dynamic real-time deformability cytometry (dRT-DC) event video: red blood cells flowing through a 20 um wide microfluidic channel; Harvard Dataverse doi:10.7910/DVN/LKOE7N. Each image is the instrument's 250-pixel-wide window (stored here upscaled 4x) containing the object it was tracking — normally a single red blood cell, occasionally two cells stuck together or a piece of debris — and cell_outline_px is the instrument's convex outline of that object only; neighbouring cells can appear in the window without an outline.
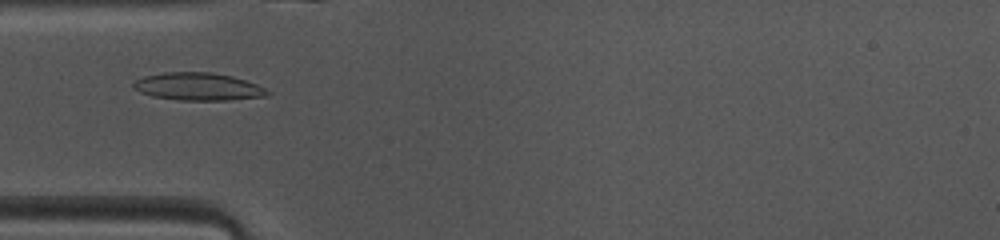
{"species": "common noctule bat (a hibernating species)", "species_latin": "Nyctalus noctula", "temperature_condition": "warm", "stored_images_in_passage": 31, "camera_frame_rate_fps": 3000, "um_per_image_px": 0.085, "animal": {"sex": "female", "body_mass_g": 10.0, "forearm_length_mm": 53.1}, "frame": {"image": 1, "passage_image": 4, "time_ms": 1.0, "image_size_px": [1000, 240], "cell_outline_px": [[272, 92], [268, 96], [228, 100], [180, 100], [152, 96], [140, 92], [132, 88], [132, 84], [136, 80], [144, 76], [164, 72], [212, 72], [232, 76], [256, 84]], "centroid_in_image_um": [16.83, 7.36], "position_along_channel_um": 68.2, "area_um2": 21.62}}
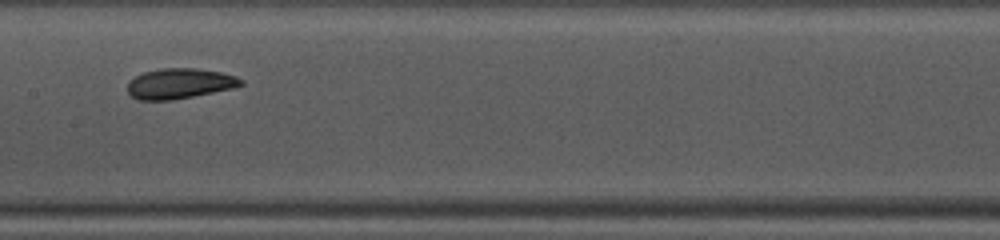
{"frame": {"image": 2, "passage_image": 13, "time_ms": 4.0, "image_size_px": [1000, 240], "cell_outline_px": [[244, 84], [236, 88], [172, 100], [136, 100], [128, 92], [128, 80], [144, 72], [160, 68], [196, 68], [220, 72], [236, 76], [244, 80]], "centroid_in_image_um": [15.29, 7.1], "position_along_channel_um": 192.1, "area_um2": 20.23}}
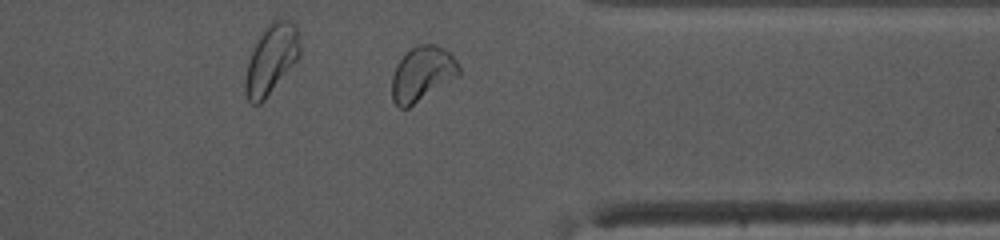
{"frame": {"image": 3, "passage_image": 27, "time_ms": 8.667, "image_size_px": [1000, 240], "cell_outline_px": [[460, 76], [408, 108], [400, 108], [392, 100], [392, 76], [396, 64], [412, 48], [420, 44], [436, 44], [444, 48], [456, 60], [460, 68]], "centroid_in_image_um": [35.91, 6.29], "position_along_channel_um": 375.5, "area_um2": 21.39}, "authors_computed_cell_mechanics": {"area_um2": 20.1722, "velocity_mm_per_s": 4.0901, "shape_relaxation_time_tau1_ms": 5.2195, "shape_relaxation_time_tau2_ms": 3.2715, "deformation_change_tau1": 0.1364, "deformation_change_tau2": 0.072}}